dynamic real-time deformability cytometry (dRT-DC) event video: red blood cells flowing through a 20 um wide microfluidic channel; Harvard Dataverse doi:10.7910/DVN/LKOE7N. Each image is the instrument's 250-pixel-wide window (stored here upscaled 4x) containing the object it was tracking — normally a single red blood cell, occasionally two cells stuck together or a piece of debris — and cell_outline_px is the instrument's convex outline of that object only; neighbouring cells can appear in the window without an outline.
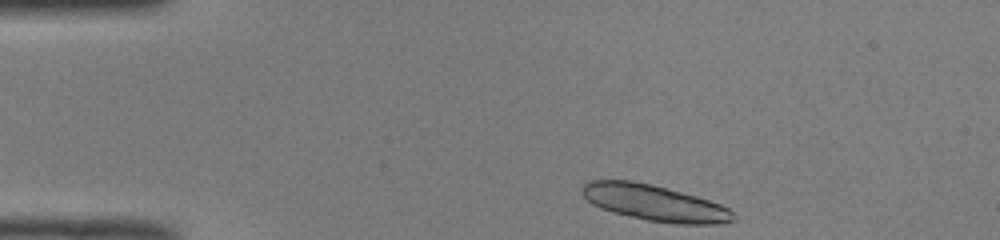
{"species": "common noctule bat (a hibernating species)", "species_latin": "Nyctalus noctula", "temperature_condition": "room temperature", "stored_images_in_passage": 42, "segment_of_instrument_passage": [1, 2], "camera_frame_rate_fps": 3000, "um_per_image_px": 0.085, "animal": {"sex": "male", "body_mass_g": 19.0, "forearm_length_mm": 50.8}, "frame": {"image": 1, "passage_image": 1, "time_ms": 0.0, "image_size_px": [1000, 240], "cell_outline_px": [[736, 220], [716, 224], [676, 224], [648, 220], [612, 212], [600, 208], [592, 204], [580, 192], [580, 188], [588, 180], [632, 180], [652, 184], [668, 188], [696, 196], [720, 204], [728, 208], [732, 212]], "centroid_in_image_um": [55.6, 17.23], "position_along_channel_um": 29.4, "area_um2": 31.79}}